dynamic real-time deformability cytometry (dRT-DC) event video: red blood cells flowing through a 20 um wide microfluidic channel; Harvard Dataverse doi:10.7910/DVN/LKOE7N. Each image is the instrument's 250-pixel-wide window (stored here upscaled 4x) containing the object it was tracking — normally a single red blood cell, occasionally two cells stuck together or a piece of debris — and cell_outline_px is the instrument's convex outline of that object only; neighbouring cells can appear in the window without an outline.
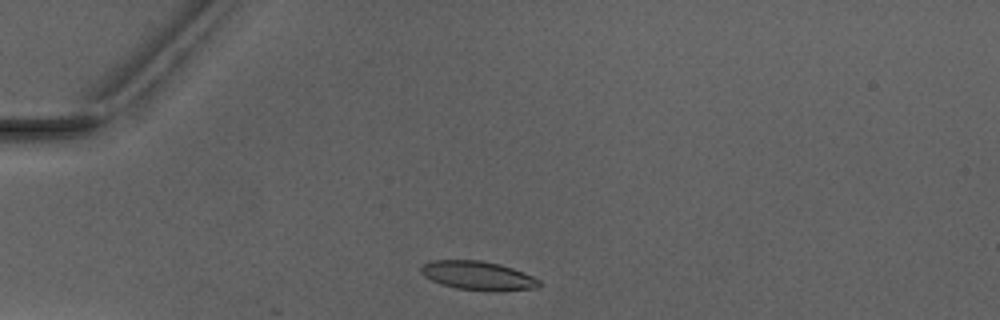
{"species": "Egyptian fruit bat (a non-hibernating species)", "species_latin": "Rousettus aegyptiacus", "temperature_condition": "warm", "stored_images_in_passage": 3, "camera_frame_rate_fps": 3000, "um_per_image_px": 0.085, "animal": {"sex": "male"}, "frame": {"image": 1, "passage_image": 1, "time_ms": 0.0, "image_size_px": [1000, 320], "cell_outline_px": [[540, 288], [456, 288], [440, 284], [424, 276], [420, 272], [420, 268], [424, 264], [432, 260], [480, 260], [500, 264], [512, 268], [532, 276], [540, 280]], "centroid_in_image_um": [40.54, 23.37], "position_along_channel_um": 44.5, "area_um2": 18.84}}
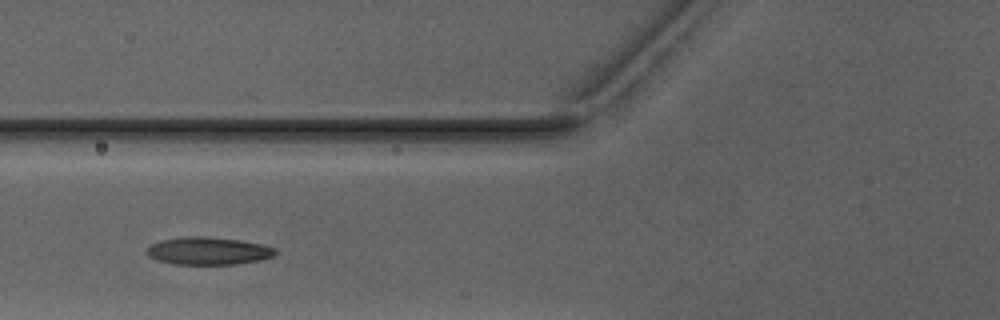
{"frame": {"image": 2, "passage_image": 3, "time_ms": 2.333, "image_size_px": [1000, 320], "cell_outline_px": [[276, 252], [272, 256], [260, 260], [236, 264], [172, 264], [156, 260], [148, 256], [144, 252], [152, 244], [160, 240], [188, 236], [204, 236], [240, 240], [260, 244], [276, 248]], "centroid_in_image_um": [17.66, 21.33], "position_along_channel_um": 108.1, "area_um2": 20.69}}